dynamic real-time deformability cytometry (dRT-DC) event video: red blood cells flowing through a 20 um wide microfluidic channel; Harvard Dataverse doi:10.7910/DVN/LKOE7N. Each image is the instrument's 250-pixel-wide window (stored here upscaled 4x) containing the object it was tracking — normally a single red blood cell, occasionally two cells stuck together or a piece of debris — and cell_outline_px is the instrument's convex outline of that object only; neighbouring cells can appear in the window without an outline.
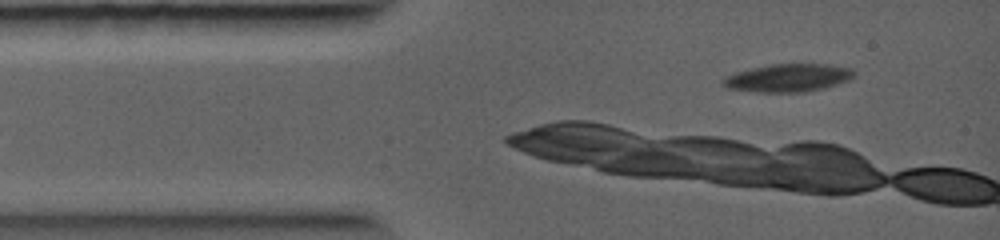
{"species": "common noctule bat (a hibernating species)", "species_latin": "Nyctalus noctula", "temperature_condition": "warm", "stored_images_in_passage": 5, "camera_frame_rate_fps": 5000, "um_per_image_px": 0.085, "animal": {"sex": "female", "body_mass_g": 19.0, "forearm_length_mm": 56.7}, "frame": {"image": 1, "passage_image": 3, "time_ms": 0.6, "image_size_px": [1000, 240], "cell_outline_px": [[856, 76], [848, 80], [824, 88], [804, 92], [756, 92], [728, 88], [720, 80], [724, 76], [736, 72], [752, 68], [772, 64], [828, 64], [852, 68]], "centroid_in_image_um": [66.99, 6.61], "position_along_channel_um": 18.0, "area_um2": 21.33}}